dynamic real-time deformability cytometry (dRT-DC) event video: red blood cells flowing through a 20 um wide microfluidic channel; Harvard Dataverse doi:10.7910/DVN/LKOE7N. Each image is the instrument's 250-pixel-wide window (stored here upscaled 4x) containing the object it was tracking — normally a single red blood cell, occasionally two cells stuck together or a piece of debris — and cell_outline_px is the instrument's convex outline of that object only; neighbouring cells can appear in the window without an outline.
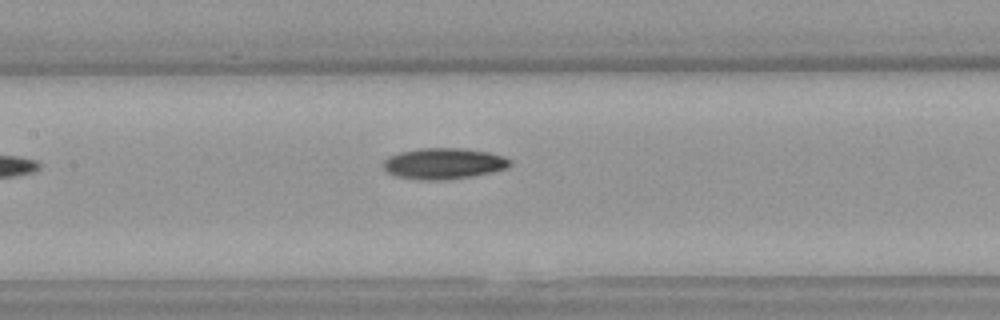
{"species": "Egyptian fruit bat (a non-hibernating species)", "species_latin": "Rousettus aegyptiacus", "temperature_condition": "warm", "stored_images_in_passage": 7, "camera_frame_rate_fps": 3000, "um_per_image_px": 0.085, "animal": {"sex": "female"}, "frame": {"image": 1, "passage_image": 7, "time_ms": 2.0, "image_size_px": [1000, 320], "cell_outline_px": [[512, 164], [508, 168], [492, 172], [472, 176], [444, 180], [416, 180], [396, 176], [388, 172], [384, 168], [384, 160], [388, 156], [400, 152], [420, 148], [464, 148], [488, 152], [504, 156], [512, 160]], "centroid_in_image_um": [37.74, 13.9], "position_along_channel_um": 169.7, "area_um2": 23.12}}